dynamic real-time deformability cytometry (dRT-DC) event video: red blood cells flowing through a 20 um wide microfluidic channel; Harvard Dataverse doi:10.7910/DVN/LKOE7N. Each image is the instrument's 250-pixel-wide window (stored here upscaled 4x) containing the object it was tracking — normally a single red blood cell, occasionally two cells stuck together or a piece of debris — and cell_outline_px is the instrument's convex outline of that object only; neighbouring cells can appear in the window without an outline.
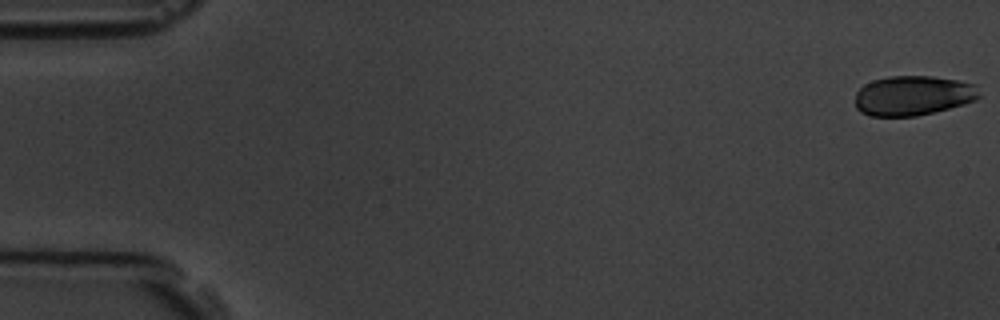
{"species": "common noctule bat (a hibernating species)", "species_latin": "Nyctalus noctula", "temperature_condition": "room temperature", "stored_images_in_passage": 5, "camera_frame_rate_fps": 3000, "um_per_image_px": 0.085, "animal": {"sex": "male", "body_mass_g": 19.5, "forearm_length_mm": 54.6}, "frame": {"image": 1, "passage_image": 1, "time_ms": 0.0, "image_size_px": [1000, 320], "cell_outline_px": [[980, 96], [976, 100], [964, 104], [916, 116], [868, 116], [860, 112], [856, 108], [856, 92], [864, 84], [872, 80], [888, 76], [932, 76], [956, 80], [976, 84]], "centroid_in_image_um": [77.59, 8.12], "position_along_channel_um": 7.4, "area_um2": 28.84}}
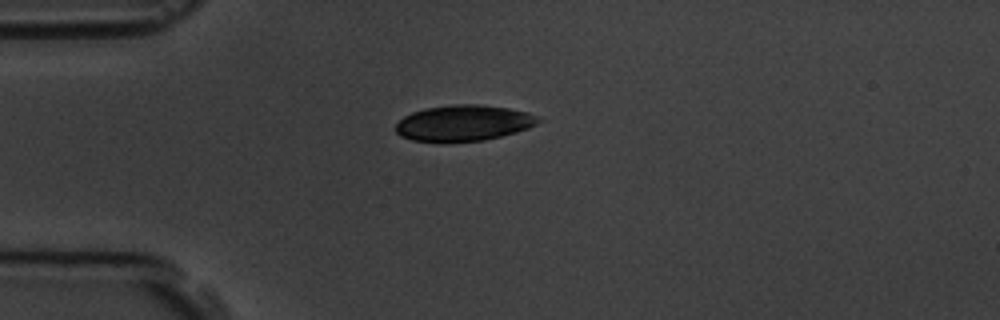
{"frame": {"image": 2, "passage_image": 5, "time_ms": 4.667, "image_size_px": [1000, 320], "cell_outline_px": [[544, 120], [528, 128], [516, 132], [484, 140], [412, 140], [400, 136], [396, 132], [396, 124], [404, 116], [412, 112], [424, 108], [452, 104], [480, 104], [508, 108], [528, 112]], "centroid_in_image_um": [39.43, 10.42], "position_along_channel_um": 45.6, "area_um2": 29.42}}